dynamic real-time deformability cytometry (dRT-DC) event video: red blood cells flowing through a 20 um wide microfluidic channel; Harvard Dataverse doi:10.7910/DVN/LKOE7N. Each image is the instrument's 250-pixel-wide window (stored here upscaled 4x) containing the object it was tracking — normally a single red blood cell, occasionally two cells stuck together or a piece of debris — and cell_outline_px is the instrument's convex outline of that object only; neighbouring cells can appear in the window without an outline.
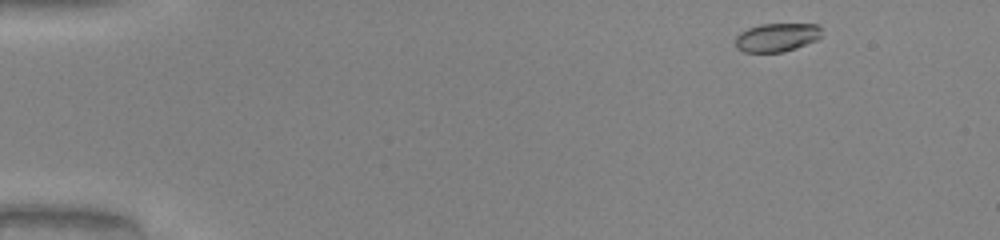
{"species": "common noctule bat (a hibernating species)", "species_latin": "Nyctalus noctula", "temperature_condition": "warm", "stored_images_in_passage": 47, "camera_frame_rate_fps": 3000, "um_per_image_px": 0.085, "animal": {"sex": "male", "body_mass_g": 20.0, "forearm_length_mm": 53.3}, "frame": {"image": 1, "passage_image": 2, "time_ms": 0.333, "image_size_px": [1000, 240], "cell_outline_px": [[820, 36], [816, 40], [796, 48], [784, 52], [744, 52], [736, 48], [736, 36], [740, 32], [748, 28], [760, 24], [816, 24], [820, 28]], "centroid_in_image_um": [65.99, 3.18], "position_along_channel_um": 19.0, "area_um2": 14.28}}
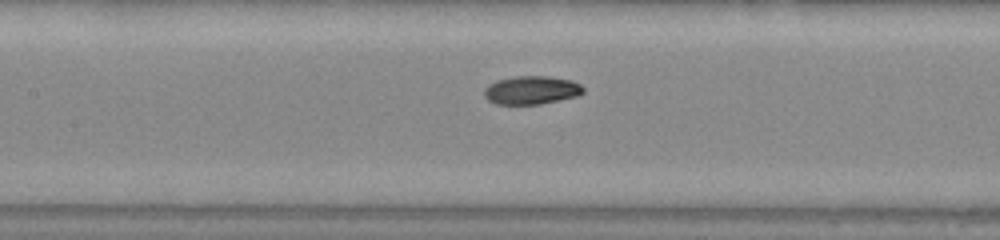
{"frame": {"image": 2, "passage_image": 21, "time_ms": 6.667, "image_size_px": [1000, 240], "cell_outline_px": [[584, 92], [580, 96], [540, 104], [496, 104], [488, 100], [484, 96], [484, 88], [488, 84], [496, 80], [516, 76], [548, 76], [572, 80], [580, 84], [584, 88]], "centroid_in_image_um": [45.19, 7.66], "position_along_channel_um": 162.2, "area_um2": 16.59}}
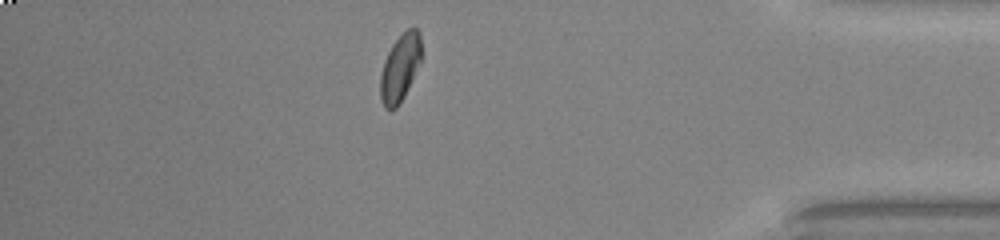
{"frame": {"image": 3, "passage_image": 41, "time_ms": 13.333, "image_size_px": [1000, 240], "cell_outline_px": [[420, 60], [404, 96], [396, 108], [384, 108], [380, 100], [380, 76], [384, 60], [392, 44], [408, 28], [416, 28], [420, 32]], "centroid_in_image_um": [33.97, 5.77], "position_along_channel_um": 401.2, "area_um2": 15.66}, "authors_computed_cell_mechanics": {"area_um2": 15.7794, "velocity_mm_per_s": 4.0849, "shape_relaxation_time_tau1_ms": 4.5826, "shape_relaxation_time_tau2_ms": 2.034, "deformation_change_tau1": 0.1639, "deformation_change_tau2": 0.0517}}